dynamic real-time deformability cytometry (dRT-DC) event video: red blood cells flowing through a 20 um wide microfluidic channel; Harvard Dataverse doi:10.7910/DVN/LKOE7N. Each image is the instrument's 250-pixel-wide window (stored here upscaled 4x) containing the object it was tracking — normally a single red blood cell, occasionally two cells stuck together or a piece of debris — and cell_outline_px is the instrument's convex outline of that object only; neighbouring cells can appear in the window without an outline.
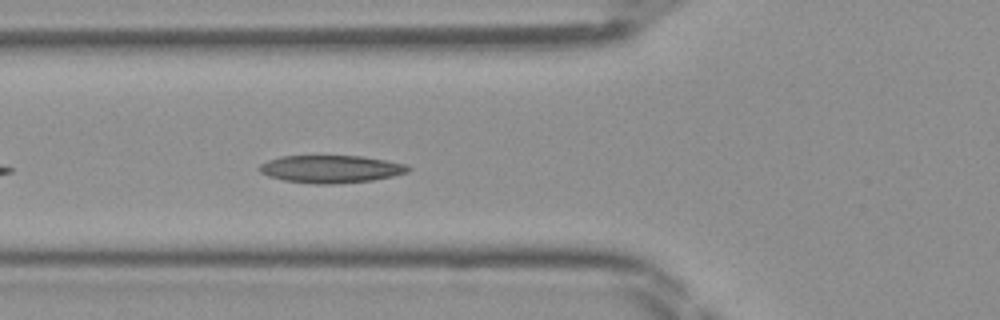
{"species": "Egyptian fruit bat (a non-hibernating species)", "species_latin": "Rousettus aegyptiacus", "temperature_condition": "room temperature", "stored_images_in_passage": 26, "camera_frame_rate_fps": 3000, "um_per_image_px": 0.085, "frame": {"image": 1, "passage_image": 5, "time_ms": 1.333, "image_size_px": [1000, 320], "cell_outline_px": [[412, 168], [408, 172], [392, 176], [372, 180], [332, 184], [316, 184], [284, 180], [268, 176], [260, 172], [256, 168], [260, 164], [268, 160], [280, 156], [364, 156], [408, 164]], "centroid_in_image_um": [28.13, 14.36], "position_along_channel_um": 97.7, "area_um2": 24.04}}
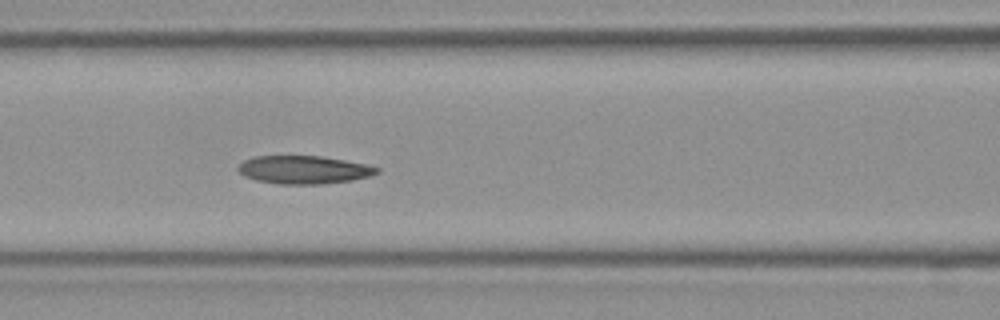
{"frame": {"image": 2, "passage_image": 8, "time_ms": 2.333, "image_size_px": [1000, 320], "cell_outline_px": [[380, 172], [368, 176], [352, 180], [320, 184], [276, 184], [256, 180], [244, 176], [236, 168], [244, 160], [256, 156], [320, 156], [368, 164], [380, 168]], "centroid_in_image_um": [25.82, 14.43], "position_along_channel_um": 140.8, "area_um2": 22.72}}